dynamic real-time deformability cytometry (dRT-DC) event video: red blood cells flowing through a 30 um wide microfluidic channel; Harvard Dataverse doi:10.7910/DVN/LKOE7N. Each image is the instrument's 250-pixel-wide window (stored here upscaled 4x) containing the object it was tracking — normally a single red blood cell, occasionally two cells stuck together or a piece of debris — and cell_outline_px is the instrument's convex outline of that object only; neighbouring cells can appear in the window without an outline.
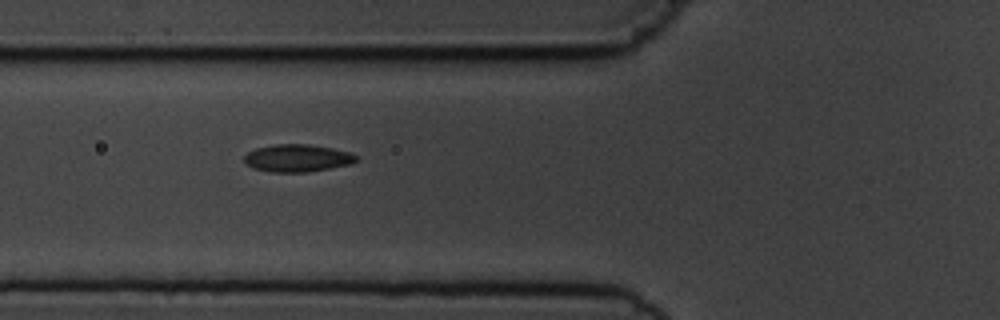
{"species": "common noctule bat (a hibernating species)", "species_latin": "Nyctalus noctula", "temperature_condition": "cold", "stored_images_in_passage": 6, "camera_frame_rate_fps": 3000, "um_per_image_px": 0.085, "animal": {"sex": "male", "body_mass_g": 19.5, "forearm_length_mm": 54.6}, "frame": {"image": 1, "passage_image": 3, "time_ms": 2.333, "image_size_px": [1000, 320], "cell_outline_px": [[356, 160], [352, 164], [304, 172], [272, 172], [252, 168], [244, 164], [244, 156], [248, 152], [256, 148], [276, 144], [308, 144], [332, 148], [348, 152], [356, 156]], "centroid_in_image_um": [25.22, 13.44], "position_along_channel_um": 100.6, "area_um2": 17.8}}
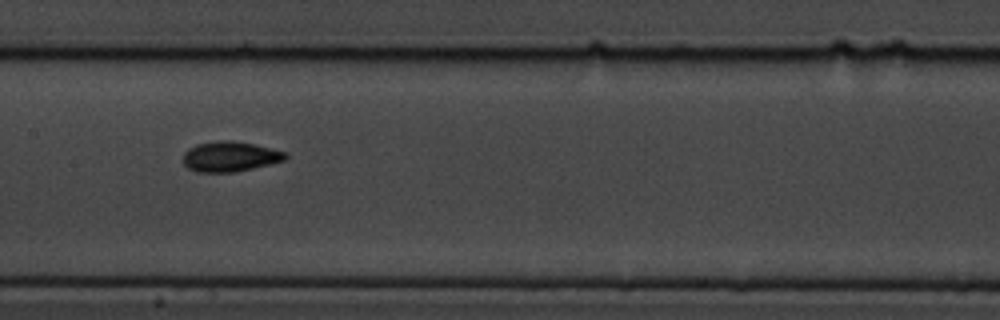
{"frame": {"image": 2, "passage_image": 5, "time_ms": 4.667, "image_size_px": [1000, 320], "cell_outline_px": [[288, 156], [284, 160], [236, 172], [196, 172], [188, 168], [184, 164], [184, 152], [188, 148], [196, 144], [216, 140], [232, 140], [256, 144], [284, 152]], "centroid_in_image_um": [19.51, 13.29], "position_along_channel_um": 187.9, "area_um2": 17.98}}
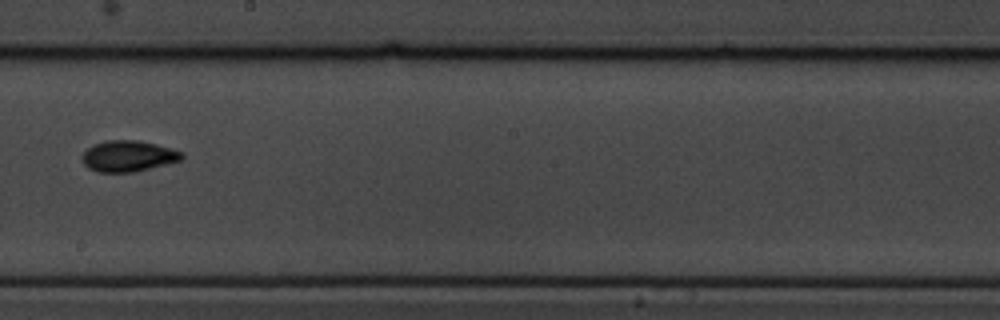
{"frame": {"image": 3, "passage_image": 6, "time_ms": 6.0, "image_size_px": [1000, 320], "cell_outline_px": [[184, 156], [180, 160], [132, 172], [96, 172], [88, 168], [84, 164], [84, 152], [88, 148], [96, 144], [108, 140], [140, 140], [156, 144], [184, 152]], "centroid_in_image_um": [10.91, 13.26], "position_along_channel_um": 237.3, "area_um2": 17.69}}